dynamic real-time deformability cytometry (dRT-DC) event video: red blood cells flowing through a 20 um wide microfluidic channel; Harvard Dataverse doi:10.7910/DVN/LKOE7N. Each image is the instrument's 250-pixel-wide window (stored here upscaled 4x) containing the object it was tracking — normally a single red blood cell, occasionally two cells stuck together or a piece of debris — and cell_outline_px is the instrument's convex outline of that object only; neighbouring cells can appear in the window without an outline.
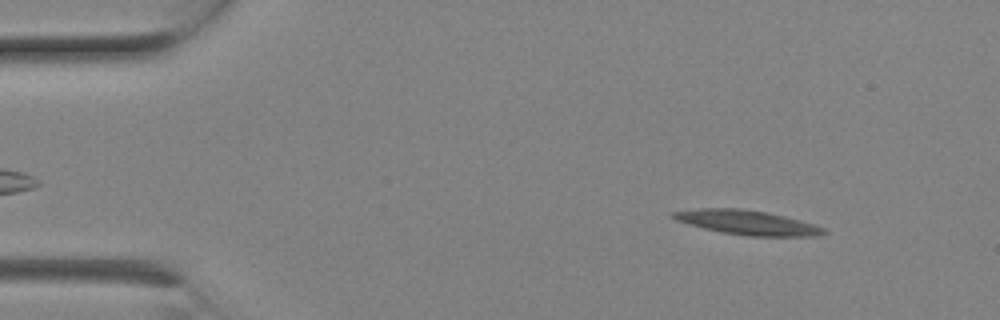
{"species": "Egyptian fruit bat (a non-hibernating species)", "species_latin": "Rousettus aegyptiacus", "temperature_condition": "room temperature", "stored_images_in_passage": 7, "camera_frame_rate_fps": 3000, "um_per_image_px": 0.085, "animal": {"sex": "female"}, "frame": {"image": 1, "passage_image": 2, "time_ms": 0.333, "image_size_px": [1000, 320], "cell_outline_px": [[828, 232], [820, 236], [748, 236], [720, 232], [688, 224], [676, 220], [668, 216], [672, 212], [700, 208], [740, 208], [764, 212], [784, 216], [816, 224], [824, 228]], "centroid_in_image_um": [63.52, 18.92], "position_along_channel_um": 21.5, "area_um2": 21.5}}
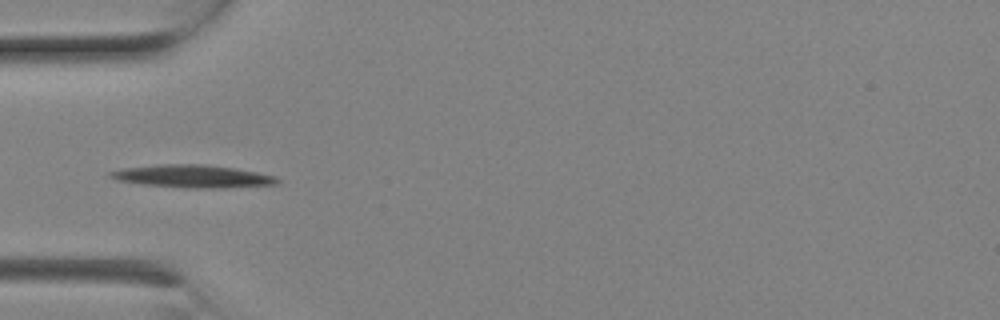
{"frame": {"image": 2, "passage_image": 6, "time_ms": 1.667, "image_size_px": [1000, 320], "cell_outline_px": [[280, 184], [224, 188], [188, 188], [140, 184], [116, 180], [108, 176], [108, 172], [124, 168], [160, 164], [204, 164], [232, 168], [256, 172], [276, 176], [280, 180]], "centroid_in_image_um": [16.38, 14.99], "position_along_channel_um": 68.6, "area_um2": 22.2}}
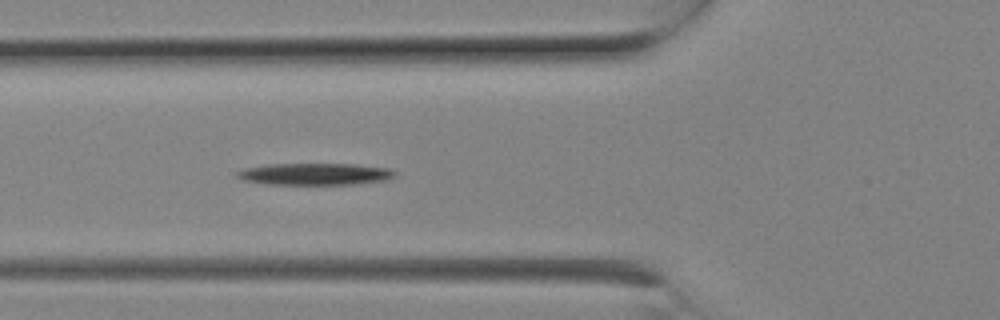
{"frame": {"image": 3, "passage_image": 7, "time_ms": 2.0, "image_size_px": [1000, 320], "cell_outline_px": [[396, 172], [388, 180], [356, 184], [268, 184], [240, 180], [236, 176], [236, 172], [244, 168], [268, 164], [356, 164], [388, 168]], "centroid_in_image_um": [26.74, 14.79], "position_along_channel_um": 99.1, "area_um2": 20.11}}